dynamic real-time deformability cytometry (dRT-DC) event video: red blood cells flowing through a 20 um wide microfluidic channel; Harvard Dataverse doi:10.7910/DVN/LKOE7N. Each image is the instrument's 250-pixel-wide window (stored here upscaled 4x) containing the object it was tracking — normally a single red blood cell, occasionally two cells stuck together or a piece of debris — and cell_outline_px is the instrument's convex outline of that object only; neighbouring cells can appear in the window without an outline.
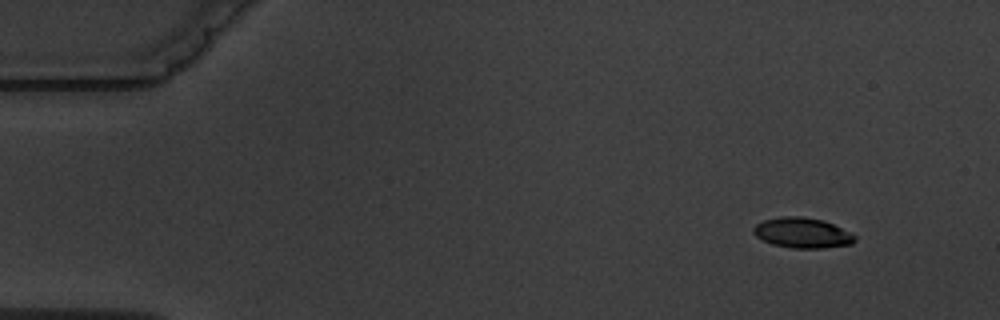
{"species": "common noctule bat (a hibernating species)", "species_latin": "Nyctalus noctula", "temperature_condition": "warm", "stored_images_in_passage": 5, "camera_frame_rate_fps": 3000, "um_per_image_px": 0.085, "animal": {"sex": "male", "body_mass_g": 19.5, "forearm_length_mm": 54.6}, "frame": {"image": 1, "passage_image": 1, "time_ms": 0.0, "image_size_px": [1000, 320], "cell_outline_px": [[856, 240], [852, 244], [820, 248], [792, 248], [772, 244], [756, 236], [752, 232], [752, 228], [756, 224], [764, 220], [780, 216], [800, 216], [824, 220], [856, 236]], "centroid_in_image_um": [68.17, 19.79], "position_along_channel_um": 16.8, "area_um2": 17.8}}
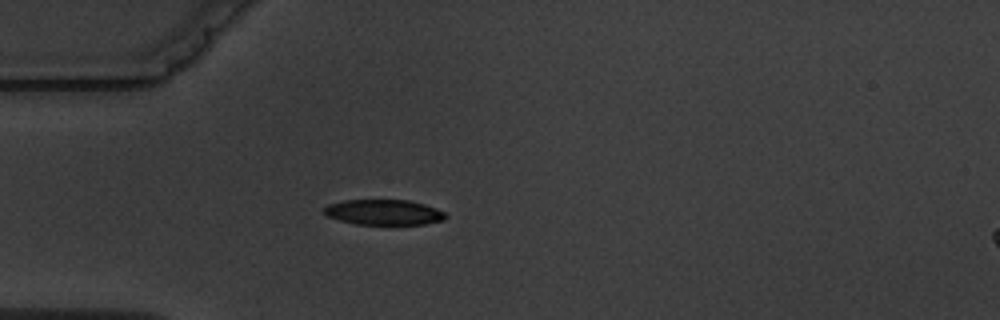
{"frame": {"image": 2, "passage_image": 4, "time_ms": 3.667, "image_size_px": [1000, 320], "cell_outline_px": [[448, 216], [444, 220], [424, 224], [356, 224], [340, 220], [328, 216], [324, 212], [324, 208], [328, 204], [344, 200], [408, 200], [424, 204], [436, 208], [444, 212]], "centroid_in_image_um": [32.64, 18.04], "position_along_channel_um": 52.4, "area_um2": 17.86}}